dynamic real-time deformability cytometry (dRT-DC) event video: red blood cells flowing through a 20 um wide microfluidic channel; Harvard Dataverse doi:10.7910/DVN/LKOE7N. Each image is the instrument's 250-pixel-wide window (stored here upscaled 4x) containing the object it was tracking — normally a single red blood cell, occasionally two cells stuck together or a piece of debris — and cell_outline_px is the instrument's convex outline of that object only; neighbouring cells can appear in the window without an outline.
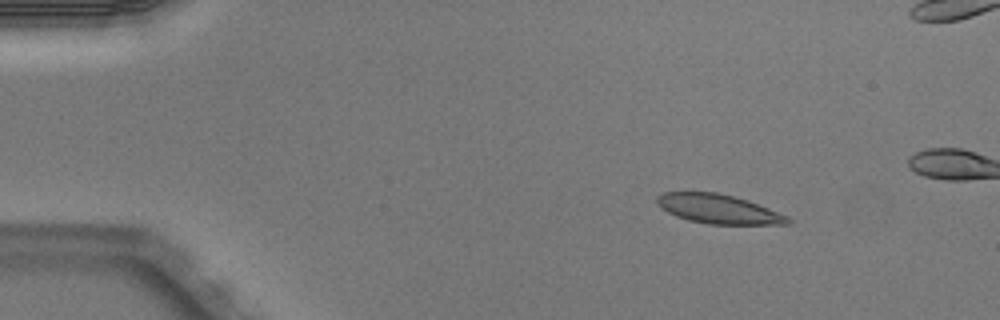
{"species": "Egyptian fruit bat (a non-hibernating species)", "species_latin": "Rousettus aegyptiacus", "temperature_condition": "warm", "stored_images_in_passage": 6, "camera_frame_rate_fps": 3000, "um_per_image_px": 0.085, "animal": {"sex": "male"}, "frame": {"image": 1, "passage_image": 3, "time_ms": 0.667, "image_size_px": [1000, 320], "cell_outline_px": [[792, 220], [788, 224], [708, 224], [688, 220], [676, 216], [660, 208], [656, 204], [656, 196], [664, 192], [716, 192], [736, 196], [748, 200], [788, 216]], "centroid_in_image_um": [61.04, 17.76], "position_along_channel_um": 24.0, "area_um2": 22.37}}